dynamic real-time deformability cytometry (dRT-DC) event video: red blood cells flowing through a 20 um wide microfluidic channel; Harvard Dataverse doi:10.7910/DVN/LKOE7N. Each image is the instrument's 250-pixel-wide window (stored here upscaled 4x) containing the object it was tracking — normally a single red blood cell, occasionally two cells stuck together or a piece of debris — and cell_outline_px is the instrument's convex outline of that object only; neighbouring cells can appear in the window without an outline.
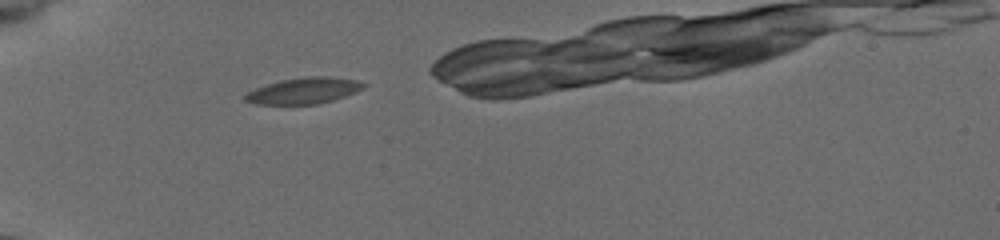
{"species": "common noctule bat (a hibernating species)", "species_latin": "Nyctalus noctula", "temperature_condition": "cold", "stored_images_in_passage": 5, "camera_frame_rate_fps": 3000, "um_per_image_px": 0.085, "animal": {"sex": "female", "body_mass_g": 19.5, "forearm_length_mm": 54.1}, "frame": {"image": 1, "passage_image": 1, "time_ms": 0.0, "image_size_px": [1000, 240], "cell_outline_px": [[364, 84], [360, 88], [344, 96], [332, 100], [316, 104], [256, 104], [244, 100], [244, 96], [248, 92], [256, 88], [268, 84], [284, 80], [308, 76], [324, 76], [352, 80]], "centroid_in_image_um": [25.73, 7.72], "position_along_channel_um": 59.3, "area_um2": 17.28}}